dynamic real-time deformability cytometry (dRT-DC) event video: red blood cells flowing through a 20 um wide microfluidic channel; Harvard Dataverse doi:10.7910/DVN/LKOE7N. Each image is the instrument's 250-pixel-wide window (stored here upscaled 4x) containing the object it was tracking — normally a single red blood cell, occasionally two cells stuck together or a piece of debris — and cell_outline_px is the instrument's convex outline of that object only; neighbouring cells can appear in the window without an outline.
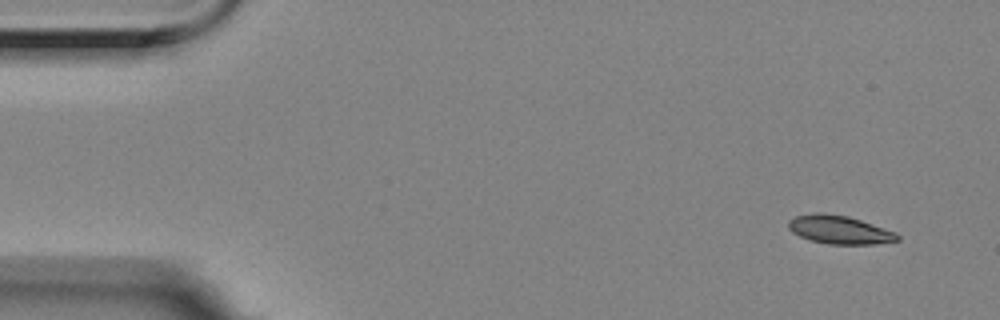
{"species": "Egyptian fruit bat (a non-hibernating species)", "species_latin": "Rousettus aegyptiacus", "temperature_condition": "room temperature", "stored_images_in_passage": 55, "segment_of_instrument_passage": [1, 2], "camera_frame_rate_fps": 3000, "um_per_image_px": 0.085, "animal": {"sex": "female"}, "frame": {"image": 1, "passage_image": 1, "time_ms": 0.0, "image_size_px": [1000, 320], "cell_outline_px": [[900, 240], [872, 244], [828, 244], [812, 240], [800, 236], [792, 232], [788, 228], [788, 220], [796, 216], [812, 212], [824, 212], [848, 216], [896, 232], [900, 236]], "centroid_in_image_um": [71.33, 19.51], "position_along_channel_um": 13.7, "area_um2": 18.03}}
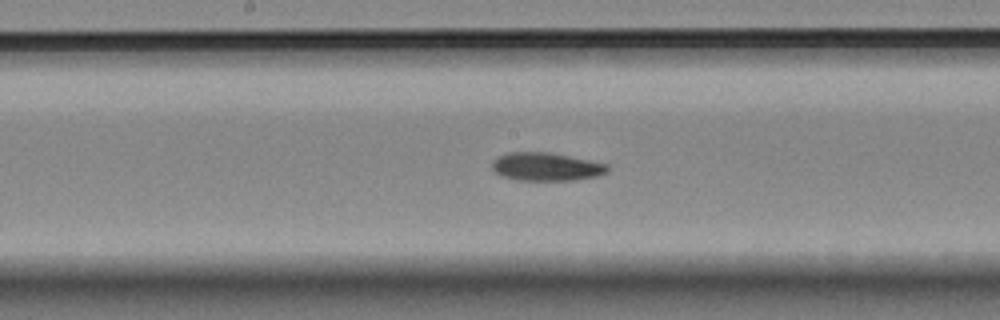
{"frame": {"image": 2, "passage_image": 26, "time_ms": 8.333, "image_size_px": [1000, 320], "cell_outline_px": [[608, 172], [596, 176], [572, 180], [520, 180], [500, 176], [492, 168], [492, 160], [496, 156], [508, 152], [548, 152], [608, 164]], "centroid_in_image_um": [46.38, 14.16], "position_along_channel_um": 201.8, "area_um2": 18.9}}
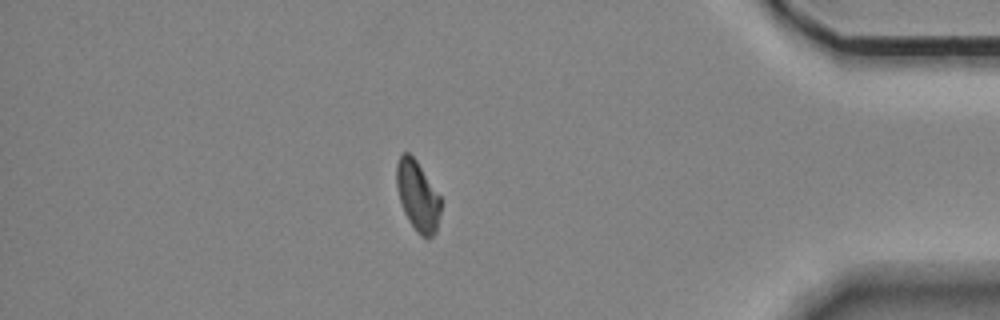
{"frame": {"image": 3, "passage_image": 46, "time_ms": 15.0, "image_size_px": [1000, 320], "cell_outline_px": [[440, 212], [436, 232], [428, 240], [420, 236], [416, 232], [408, 220], [404, 212], [396, 188], [396, 164], [400, 156], [404, 152], [408, 152], [416, 160], [440, 196]], "centroid_in_image_um": [35.49, 16.69], "position_along_channel_um": 399.7, "area_um2": 18.09}}